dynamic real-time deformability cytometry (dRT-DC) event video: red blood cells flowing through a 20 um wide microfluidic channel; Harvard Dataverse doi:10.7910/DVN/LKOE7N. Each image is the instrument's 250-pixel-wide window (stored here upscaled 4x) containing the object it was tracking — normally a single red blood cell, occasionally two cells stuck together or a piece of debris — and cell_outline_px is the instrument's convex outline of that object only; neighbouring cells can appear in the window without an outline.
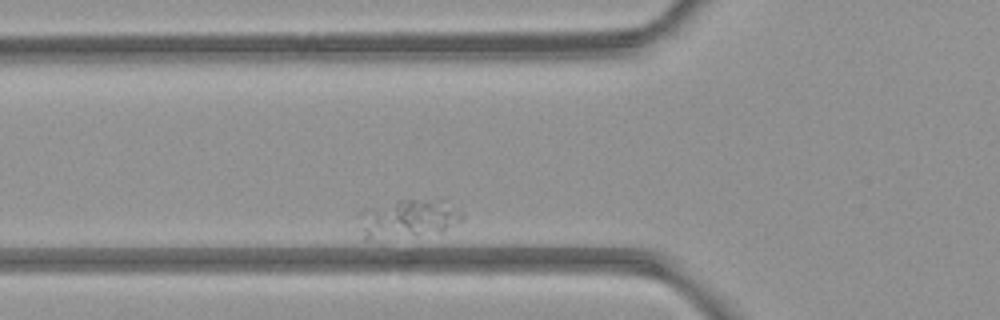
{"species": "common noctule bat (a hibernating species)", "species_latin": "Nyctalus noctula", "temperature_condition": "room temperature", "stored_images_in_passage": 6, "camera_frame_rate_fps": 3000, "um_per_image_px": 0.085, "animal": {"sex": "female", "body_mass_g": 21.9}, "frame": {"image": 1, "passage_image": 6, "time_ms": 5.667, "image_size_px": [1000, 320], "cell_outline_px": [[464, 216], [460, 220], [444, 232], [368, 240], [364, 240], [360, 212], [368, 208], [396, 200], [440, 200], [464, 212]], "centroid_in_image_um": [34.71, 18.59], "position_along_channel_um": 91.1, "area_um2": 22.77}}